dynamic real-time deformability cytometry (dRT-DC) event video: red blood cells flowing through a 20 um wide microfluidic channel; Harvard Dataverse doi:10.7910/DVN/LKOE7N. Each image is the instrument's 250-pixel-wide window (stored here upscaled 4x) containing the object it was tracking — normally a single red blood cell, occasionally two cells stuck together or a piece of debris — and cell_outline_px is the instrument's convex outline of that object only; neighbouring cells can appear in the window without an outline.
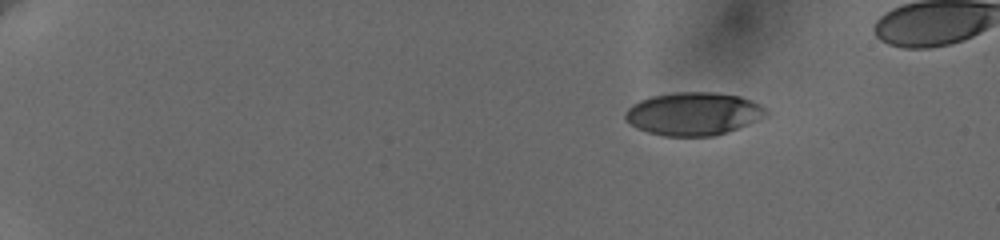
{"species": "human", "species_latin": "Homo sapiens", "temperature_condition": "cold", "stored_images_in_passage": 50, "camera_frame_rate_fps": 3000, "um_per_image_px": 0.085, "donor": {"sex": "female"}, "frame": {"image": 1, "passage_image": 1, "time_ms": 0.0, "image_size_px": [1000, 240], "cell_outline_px": [[768, 112], [764, 116], [756, 120], [716, 136], [664, 136], [648, 132], [636, 128], [624, 120], [624, 112], [632, 104], [640, 100], [652, 96], [676, 92], [716, 92], [740, 96], [760, 104]], "centroid_in_image_um": [58.88, 9.67], "position_along_channel_um": 26.1, "area_um2": 35.2}}
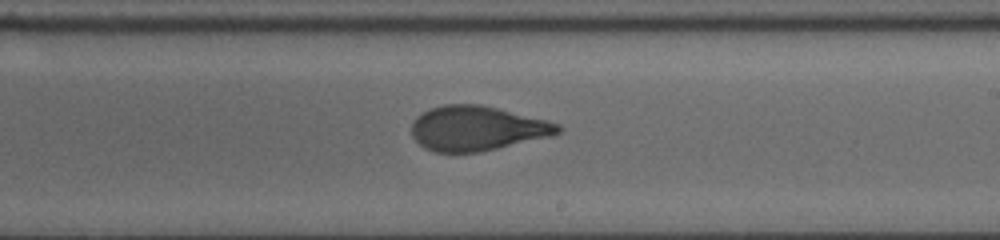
{"frame": {"image": 2, "passage_image": 30, "time_ms": 9.667, "image_size_px": [1000, 240], "cell_outline_px": [[564, 128], [560, 132], [552, 136], [496, 148], [476, 152], [436, 152], [424, 148], [412, 136], [412, 120], [416, 116], [432, 108], [444, 104], [480, 104], [548, 120], [560, 124]], "centroid_in_image_um": [40.56, 10.9], "position_along_channel_um": 248.4, "area_um2": 38.03}}
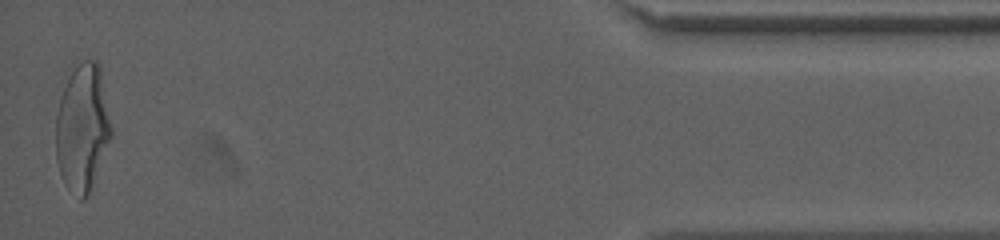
{"frame": {"image": 3, "passage_image": 50, "time_ms": 16.333, "image_size_px": [1000, 240], "cell_outline_px": [[112, 136], [88, 196], [84, 200], [80, 200], [64, 184], [60, 172], [56, 156], [56, 112], [60, 96], [68, 76], [84, 60], [96, 60], [100, 64], [112, 128]], "centroid_in_image_um": [7.01, 10.88], "position_along_channel_um": 428.2, "area_um2": 41.21}, "authors_computed_cell_mechanics": {"area_um2": 38.6104, "velocity_mm_per_s": 3.6373, "shape_relaxation_time_tau1_ms": 4.4019, "shape_relaxation_time_tau2_ms": 1.131, "deformation_change_tau1": 0.1991, "deformation_change_tau2": 0.0787}}